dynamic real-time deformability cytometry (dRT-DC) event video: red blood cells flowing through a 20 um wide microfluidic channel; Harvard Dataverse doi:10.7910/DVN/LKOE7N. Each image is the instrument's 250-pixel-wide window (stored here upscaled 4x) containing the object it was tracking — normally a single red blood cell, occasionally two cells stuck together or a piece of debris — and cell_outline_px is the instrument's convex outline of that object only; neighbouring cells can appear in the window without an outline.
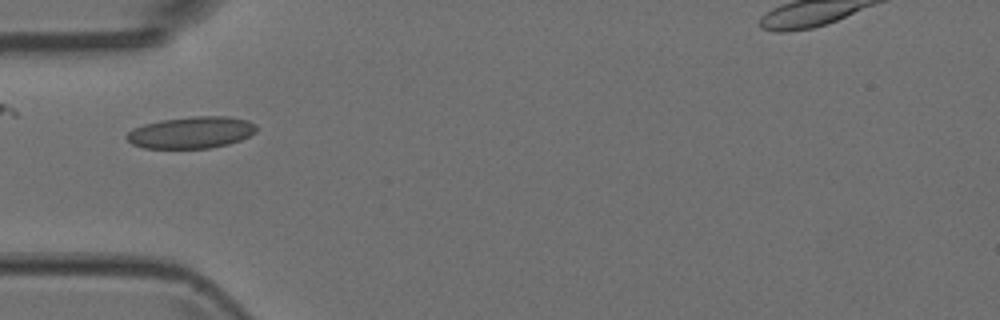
{"species": "Egyptian fruit bat (a non-hibernating species)", "species_latin": "Rousettus aegyptiacus", "temperature_condition": "room temperature", "stored_images_in_passage": 9, "camera_frame_rate_fps": 3000, "um_per_image_px": 0.085, "animal": {"sex": "female"}, "frame": {"image": 1, "passage_image": 6, "time_ms": 1.667, "image_size_px": [1000, 320], "cell_outline_px": [[256, 132], [240, 140], [228, 144], [208, 148], [144, 148], [132, 144], [124, 136], [132, 128], [144, 124], [160, 120], [192, 116], [228, 116], [248, 120], [256, 124]], "centroid_in_image_um": [16.24, 11.25], "position_along_channel_um": 68.8, "area_um2": 24.1}}
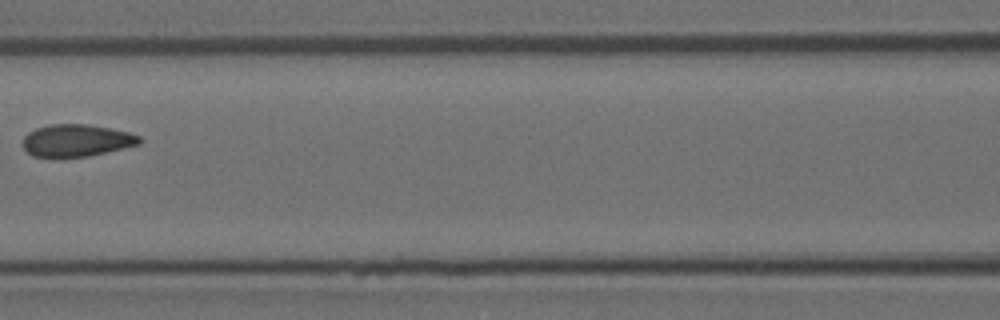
{"frame": {"image": 2, "passage_image": 8, "time_ms": 2.333, "image_size_px": [1000, 320], "cell_outline_px": [[144, 140], [140, 144], [88, 156], [32, 156], [20, 144], [24, 136], [28, 132], [36, 128], [48, 124], [84, 124], [108, 128], [128, 132], [140, 136]], "centroid_in_image_um": [6.48, 11.92], "position_along_channel_um": 160.1, "area_um2": 21.73}}
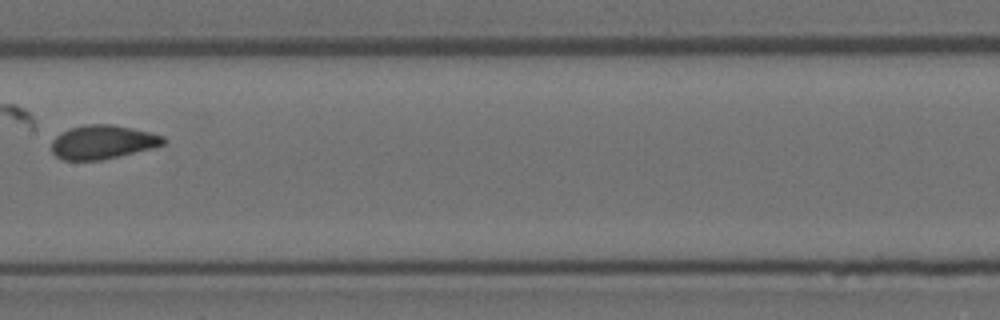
{"frame": {"image": 3, "passage_image": 9, "time_ms": 2.667, "image_size_px": [1000, 320], "cell_outline_px": [[168, 140], [164, 144], [100, 160], [64, 160], [56, 156], [52, 152], [52, 136], [68, 128], [84, 124], [112, 124], [132, 128], [164, 136]], "centroid_in_image_um": [8.65, 12.05], "position_along_channel_um": 198.7, "area_um2": 21.96}}